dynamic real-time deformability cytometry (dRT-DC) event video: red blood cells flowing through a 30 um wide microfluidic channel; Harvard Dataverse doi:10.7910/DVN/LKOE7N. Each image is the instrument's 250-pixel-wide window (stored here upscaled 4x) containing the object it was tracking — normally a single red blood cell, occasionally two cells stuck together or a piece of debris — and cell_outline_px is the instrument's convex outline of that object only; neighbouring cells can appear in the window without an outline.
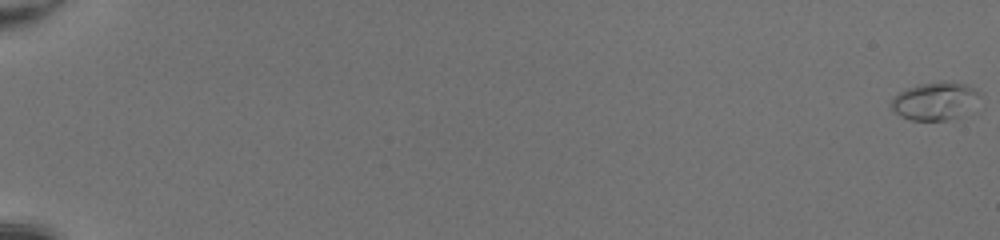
{"species": "common noctule bat (a hibernating species)", "species_latin": "Nyctalus noctula", "temperature_condition": "room temperature", "stored_images_in_passage": 53, "camera_frame_rate_fps": 3000, "um_per_image_px": 0.085, "animal": {"sex": "female", "body_mass_g": 20.0, "forearm_length_mm": 54.0}, "frame": {"image": 1, "passage_image": 1, "time_ms": 0.0, "image_size_px": [1000, 240], "cell_outline_px": [[980, 96], [960, 116], [948, 120], [912, 120], [900, 116], [888, 104], [892, 96], [908, 88], [920, 84], [940, 80], [968, 84], [976, 88], [980, 92]], "centroid_in_image_um": [79.43, 8.56], "position_along_channel_um": 5.6, "area_um2": 19.54}}
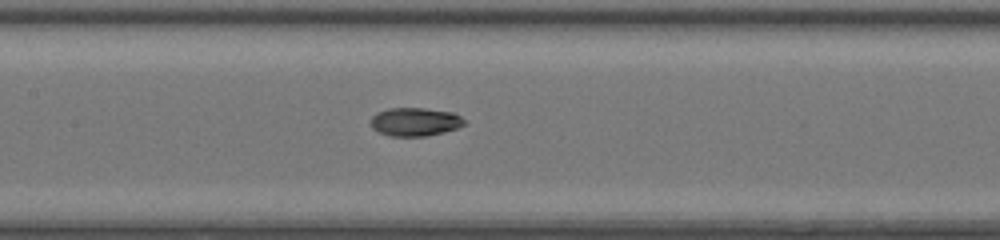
{"frame": {"image": 2, "passage_image": 29, "time_ms": 9.333, "image_size_px": [1000, 240], "cell_outline_px": [[464, 124], [456, 128], [444, 132], [428, 136], [392, 136], [380, 132], [372, 128], [372, 116], [376, 112], [388, 108], [424, 108], [452, 112], [460, 116], [464, 120]], "centroid_in_image_um": [35.27, 10.35], "position_along_channel_um": 172.1, "area_um2": 15.37}}
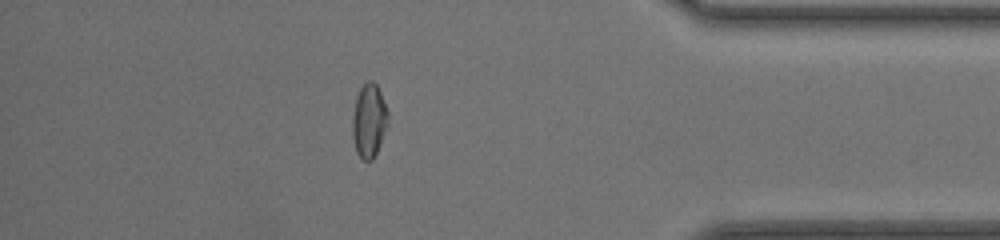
{"frame": {"image": 3, "passage_image": 47, "time_ms": 15.333, "image_size_px": [1000, 240], "cell_outline_px": [[388, 124], [380, 144], [372, 160], [364, 160], [356, 152], [352, 136], [352, 116], [356, 96], [360, 88], [368, 80], [372, 80], [376, 84], [380, 92], [388, 112]], "centroid_in_image_um": [31.35, 10.24], "position_along_channel_um": 403.8, "area_um2": 15.26}, "authors_computed_cell_mechanics": {"area_um2": 15.4904, "velocity_mm_per_s": 4.284, "shape_relaxation_time_tau1_ms": null, "shape_relaxation_time_tau2_ms": 1.4429, "deformation_change_tau1": null, "deformation_change_tau2": 0.0366}}